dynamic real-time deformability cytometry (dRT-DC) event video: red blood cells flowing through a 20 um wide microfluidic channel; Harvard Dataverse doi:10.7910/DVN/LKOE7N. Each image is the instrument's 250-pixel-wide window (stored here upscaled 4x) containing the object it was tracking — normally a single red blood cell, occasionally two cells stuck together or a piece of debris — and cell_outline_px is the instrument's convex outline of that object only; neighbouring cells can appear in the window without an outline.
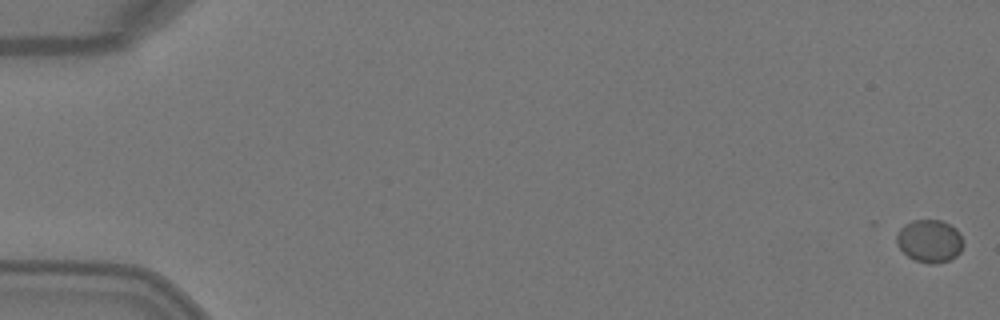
{"species": "Egyptian fruit bat (a non-hibernating species)", "species_latin": "Rousettus aegyptiacus", "temperature_condition": "warm", "stored_images_in_passage": 4, "camera_frame_rate_fps": 3000, "um_per_image_px": 0.085, "animal": {"sex": "female"}, "frame": {"image": 1, "passage_image": 1, "time_ms": 0.0, "image_size_px": [1000, 320], "cell_outline_px": [[964, 244], [960, 252], [956, 256], [948, 260], [936, 264], [928, 264], [916, 260], [908, 256], [896, 244], [896, 232], [904, 224], [912, 220], [940, 220], [956, 228], [960, 232]], "centroid_in_image_um": [79.01, 20.48], "position_along_channel_um": 6.0, "area_um2": 16.76}}
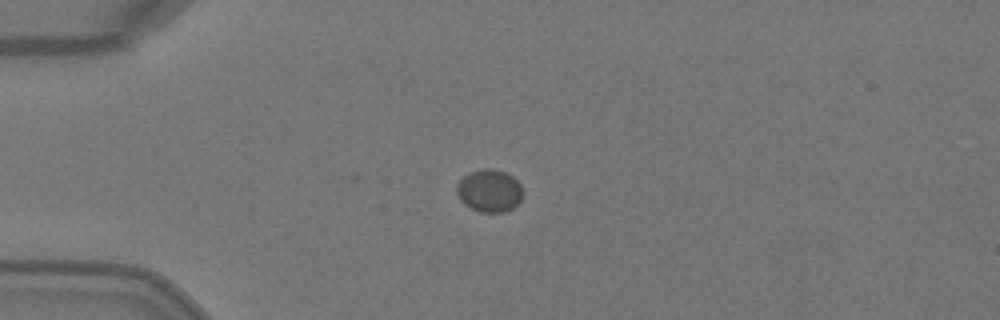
{"frame": {"image": 2, "passage_image": 4, "time_ms": 1.0, "image_size_px": [1000, 320], "cell_outline_px": [[524, 196], [512, 208], [504, 212], [480, 212], [464, 204], [460, 200], [456, 192], [456, 184], [468, 172], [484, 168], [492, 168], [504, 172], [512, 176], [520, 184], [524, 192]], "centroid_in_image_um": [41.59, 16.2], "position_along_channel_um": 43.4, "area_um2": 16.53}}